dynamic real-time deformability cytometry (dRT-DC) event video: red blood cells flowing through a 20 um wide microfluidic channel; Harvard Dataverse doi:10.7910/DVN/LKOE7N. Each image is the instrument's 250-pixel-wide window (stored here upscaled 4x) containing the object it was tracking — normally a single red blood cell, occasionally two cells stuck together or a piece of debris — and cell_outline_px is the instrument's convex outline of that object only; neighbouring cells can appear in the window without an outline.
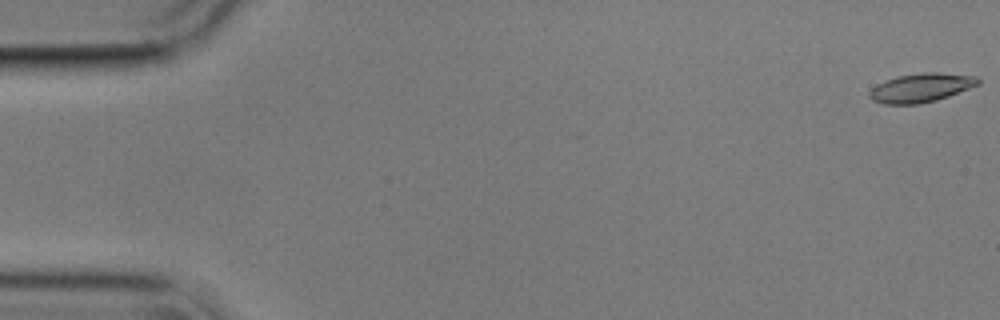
{"species": "common noctule bat (a hibernating species)", "species_latin": "Nyctalus noctula", "temperature_condition": "cold", "stored_images_in_passage": 56, "camera_frame_rate_fps": 3000, "um_per_image_px": 0.085, "animal": {"sex": "male", "body_mass_g": 17.9}, "frame": {"image": 1, "passage_image": 1, "time_ms": 0.0, "image_size_px": [1000, 320], "cell_outline_px": [[980, 84], [948, 96], [936, 100], [920, 104], [884, 104], [872, 100], [868, 96], [868, 92], [876, 84], [884, 80], [896, 76], [924, 72], [936, 72], [976, 76], [980, 80]], "centroid_in_image_um": [78.25, 7.45], "position_along_channel_um": 6.7, "area_um2": 18.38}}
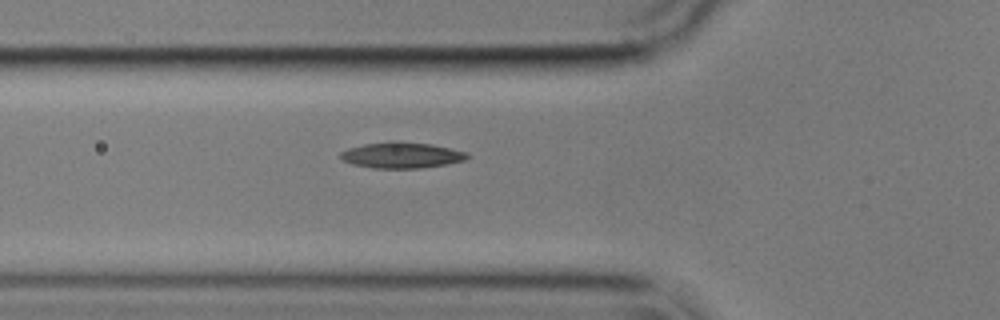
{"frame": {"image": 2, "passage_image": 20, "time_ms": 6.333, "image_size_px": [1000, 320], "cell_outline_px": [[472, 156], [464, 160], [448, 164], [420, 168], [372, 168], [352, 164], [344, 160], [340, 156], [340, 152], [348, 148], [364, 144], [392, 140], [400, 140], [432, 144], [468, 152]], "centroid_in_image_um": [34.17, 13.17], "position_along_channel_um": 91.6, "area_um2": 19.48}}
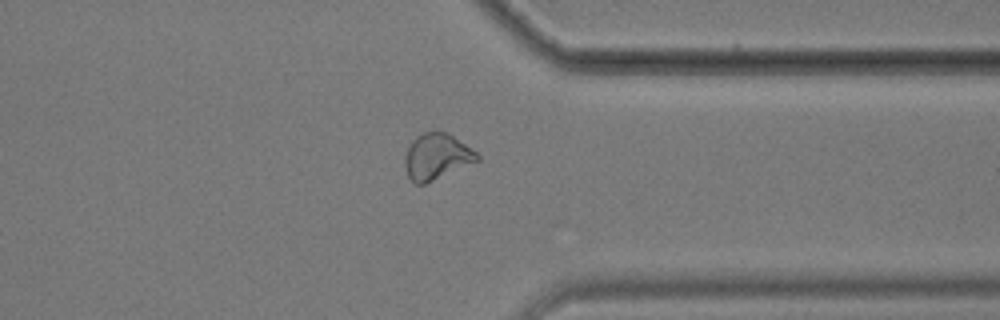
{"frame": {"image": 3, "passage_image": 44, "time_ms": 14.333, "image_size_px": [1000, 320], "cell_outline_px": [[480, 160], [424, 184], [416, 184], [408, 176], [404, 164], [404, 160], [408, 148], [412, 140], [416, 136], [424, 132], [448, 132], [476, 152], [480, 156]], "centroid_in_image_um": [37.11, 13.3], "position_along_channel_um": 374.3, "area_um2": 19.13}, "authors_computed_cell_mechanics": {"area_um2": 18.3804, "velocity_mm_per_s": 3.568, "shape_relaxation_time_tau1_ms": null, "shape_relaxation_time_tau2_ms": 5.3354, "deformation_change_tau1": null, "deformation_change_tau2": 0.106}}